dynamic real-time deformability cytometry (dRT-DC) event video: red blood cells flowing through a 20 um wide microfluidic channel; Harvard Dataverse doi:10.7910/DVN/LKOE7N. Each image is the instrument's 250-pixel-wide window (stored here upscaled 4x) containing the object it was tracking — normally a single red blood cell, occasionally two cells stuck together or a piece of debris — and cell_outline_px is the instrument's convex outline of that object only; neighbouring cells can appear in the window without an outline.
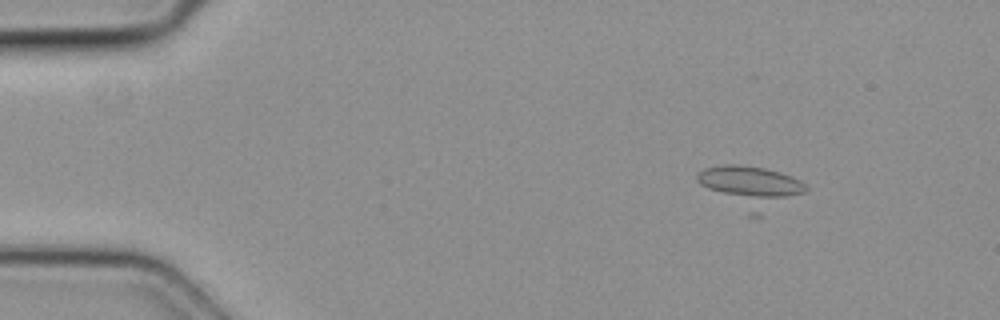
{"species": "common noctule bat (a hibernating species)", "species_latin": "Nyctalus noctula", "temperature_condition": "cold", "stored_images_in_passage": 20, "camera_frame_rate_fps": 3000, "um_per_image_px": 0.085, "animal": {"sex": "female", "body_mass_g": 19.3, "forearm_length_mm": 54.1}, "frame": {"image": 1, "passage_image": 7, "time_ms": 2.0, "image_size_px": [1000, 320], "cell_outline_px": [[808, 188], [804, 192], [760, 216], [748, 216], [700, 184], [696, 180], [696, 172], [704, 168], [724, 164], [732, 164], [764, 168], [780, 172], [792, 176], [800, 180]], "centroid_in_image_um": [63.79, 15.9], "position_along_channel_um": 21.2, "area_um2": 26.36}}
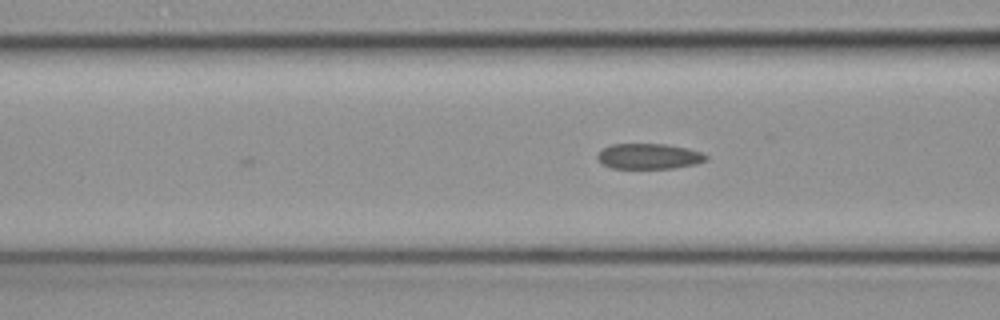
{"frame": {"image": 2, "passage_image": 20, "time_ms": 6.333, "image_size_px": [1000, 320], "cell_outline_px": [[708, 160], [696, 164], [672, 168], [612, 168], [604, 164], [596, 156], [604, 148], [612, 144], [664, 144], [688, 148], [700, 152], [708, 156]], "centroid_in_image_um": [55.2, 13.28], "position_along_channel_um": 111.4, "area_um2": 15.95}}